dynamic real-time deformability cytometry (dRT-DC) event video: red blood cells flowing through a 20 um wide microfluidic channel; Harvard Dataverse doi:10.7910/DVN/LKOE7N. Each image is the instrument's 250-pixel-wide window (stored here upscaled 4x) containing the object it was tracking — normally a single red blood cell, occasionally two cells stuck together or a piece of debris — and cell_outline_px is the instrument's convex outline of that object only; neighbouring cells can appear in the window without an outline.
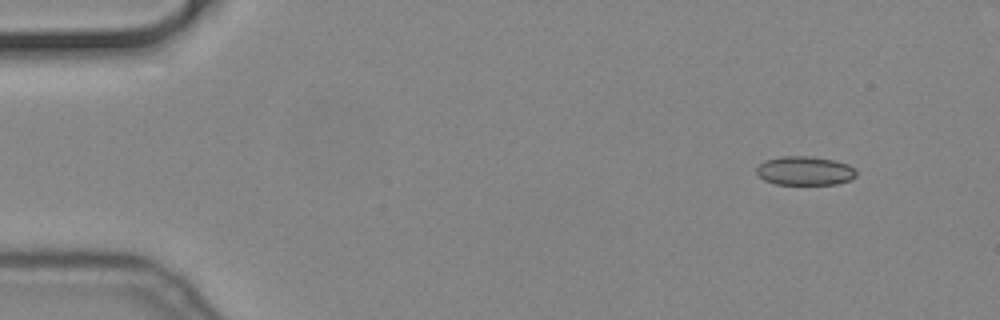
{"species": "common noctule bat (a hibernating species)", "species_latin": "Nyctalus noctula", "temperature_condition": "cold", "stored_images_in_passage": 57, "camera_frame_rate_fps": 3000, "um_per_image_px": 0.085, "animal": {"sex": "male", "body_mass_g": 19.2, "forearm_length_mm": 51.8}, "frame": {"image": 1, "passage_image": 6, "time_ms": 1.667, "image_size_px": [1000, 320], "cell_outline_px": [[856, 176], [848, 180], [836, 184], [776, 184], [764, 180], [756, 172], [756, 168], [764, 160], [780, 156], [808, 156], [836, 160], [848, 164], [856, 168]], "centroid_in_image_um": [68.42, 14.5], "position_along_channel_um": 16.6, "area_um2": 16.88}}
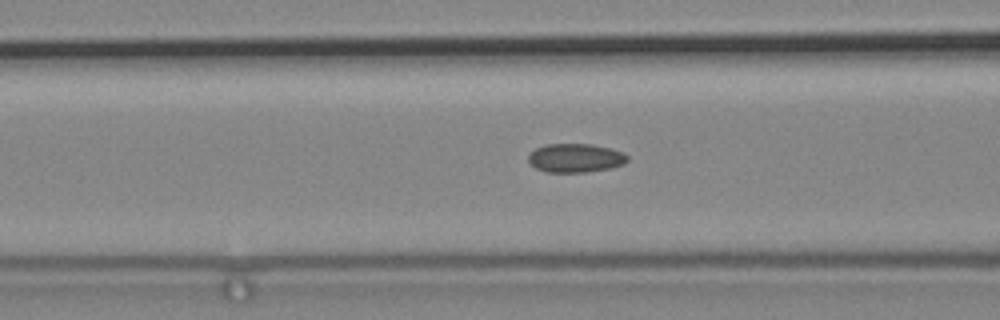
{"frame": {"image": 2, "passage_image": 23, "time_ms": 7.333, "image_size_px": [1000, 320], "cell_outline_px": [[628, 160], [624, 164], [612, 168], [588, 172], [544, 172], [536, 168], [528, 160], [528, 156], [536, 148], [544, 144], [592, 144], [624, 152], [628, 156]], "centroid_in_image_um": [48.93, 13.43], "position_along_channel_um": 117.7, "area_um2": 16.7}}
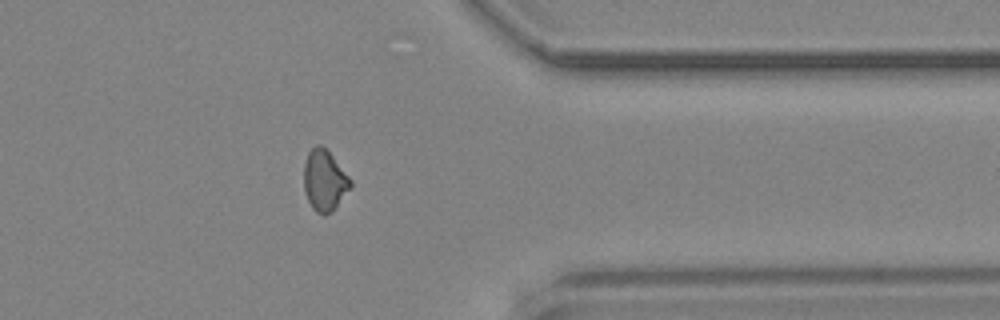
{"frame": {"image": 3, "passage_image": 46, "time_ms": 15.0, "image_size_px": [1000, 320], "cell_outline_px": [[352, 188], [332, 212], [324, 216], [316, 212], [312, 208], [308, 200], [304, 188], [304, 164], [308, 152], [316, 144], [320, 144], [332, 156], [352, 180]], "centroid_in_image_um": [27.6, 15.37], "position_along_channel_um": 383.8, "area_um2": 16.65}}